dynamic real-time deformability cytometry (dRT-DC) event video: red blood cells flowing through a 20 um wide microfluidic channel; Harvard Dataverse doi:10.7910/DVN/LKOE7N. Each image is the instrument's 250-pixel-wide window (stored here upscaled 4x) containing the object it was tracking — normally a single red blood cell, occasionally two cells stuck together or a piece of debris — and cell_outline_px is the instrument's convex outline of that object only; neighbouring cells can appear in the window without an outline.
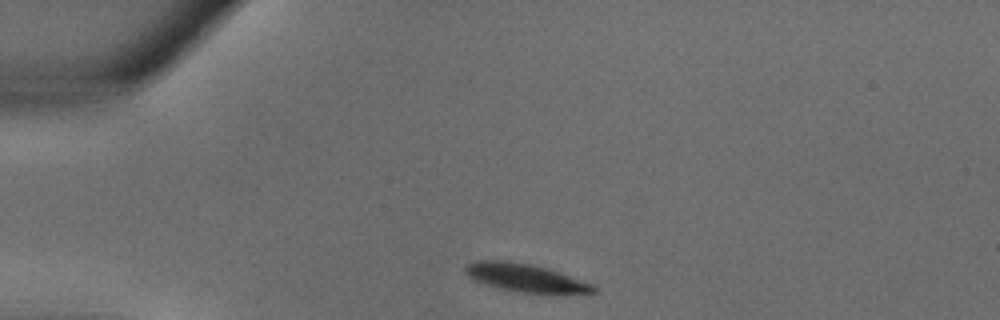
{"species": "common noctule bat (a hibernating species)", "species_latin": "Nyctalus noctula", "temperature_condition": "warm", "stored_images_in_passage": 28, "camera_frame_rate_fps": 3000, "um_per_image_px": 0.085, "animal": {"sex": "male", "body_mass_g": 18.8}, "frame": {"image": 1, "passage_image": 1, "time_ms": 0.0, "image_size_px": [1000, 320], "cell_outline_px": [[596, 292], [520, 292], [488, 284], [476, 280], [468, 276], [464, 272], [464, 268], [468, 264], [476, 260], [508, 260], [532, 264], [548, 268], [592, 284], [596, 288]], "centroid_in_image_um": [44.6, 23.56], "position_along_channel_um": 40.4, "area_um2": 20.23}}
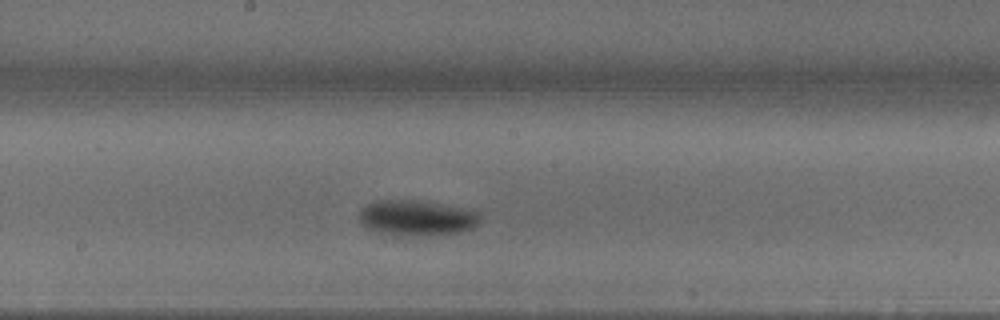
{"frame": {"image": 2, "passage_image": 12, "time_ms": 3.667, "image_size_px": [1000, 320], "cell_outline_px": [[480, 220], [472, 228], [460, 232], [428, 236], [396, 236], [364, 228], [360, 220], [360, 208], [368, 204], [380, 200], [412, 200], [472, 208], [480, 212]], "centroid_in_image_um": [35.45, 18.53], "position_along_channel_um": 212.8, "area_um2": 25.43}}
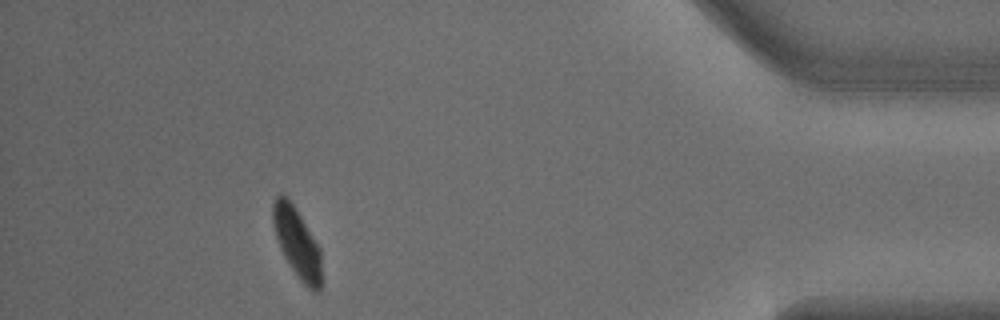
{"frame": {"image": 3, "passage_image": 25, "time_ms": 8.0, "image_size_px": [1000, 320], "cell_outline_px": [[320, 288], [316, 292], [312, 292], [300, 280], [284, 256], [280, 248], [276, 236], [272, 220], [272, 204], [276, 196], [280, 192], [292, 204], [300, 216], [320, 248]], "centroid_in_image_um": [25.22, 20.63], "position_along_channel_um": 410.0, "area_um2": 19.25}}